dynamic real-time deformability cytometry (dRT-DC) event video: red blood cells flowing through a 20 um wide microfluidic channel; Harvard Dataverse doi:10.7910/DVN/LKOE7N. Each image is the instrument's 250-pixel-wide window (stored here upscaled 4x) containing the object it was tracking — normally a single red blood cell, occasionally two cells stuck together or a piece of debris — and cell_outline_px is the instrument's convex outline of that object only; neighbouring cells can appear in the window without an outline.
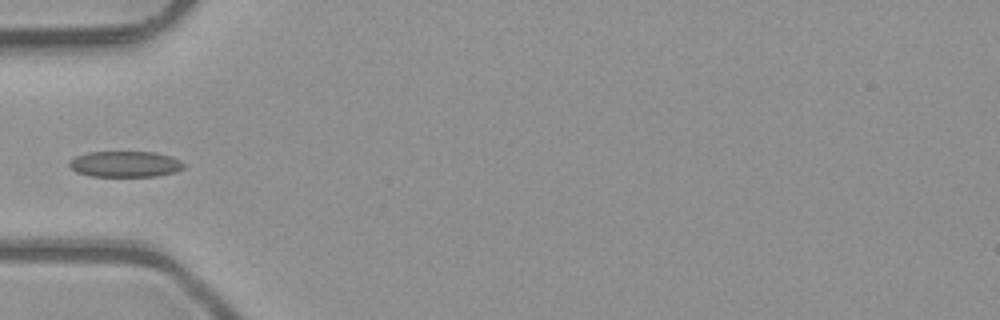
{"species": "common noctule bat (a hibernating species)", "species_latin": "Nyctalus noctula", "temperature_condition": "room temperature", "stored_images_in_passage": 6, "camera_frame_rate_fps": 3000, "um_per_image_px": 0.085, "animal": {"sex": "male", "body_mass_g": 23.1, "forearm_length_mm": 52.7}, "frame": {"image": 1, "passage_image": 5, "time_ms": 1.333, "image_size_px": [1000, 320], "cell_outline_px": [[184, 168], [176, 172], [156, 176], [92, 176], [76, 172], [68, 164], [76, 156], [88, 152], [156, 152], [172, 156], [180, 160], [184, 164]], "centroid_in_image_um": [10.68, 13.94], "position_along_channel_um": 74.3, "area_um2": 17.28}}
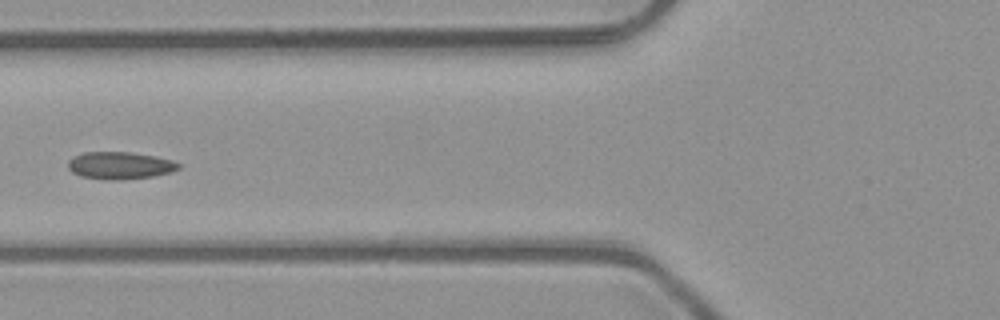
{"frame": {"image": 2, "passage_image": 6, "time_ms": 1.667, "image_size_px": [1000, 320], "cell_outline_px": [[180, 168], [172, 172], [152, 176], [124, 180], [108, 180], [80, 176], [72, 172], [68, 168], [68, 160], [72, 156], [84, 152], [128, 152], [152, 156], [172, 160], [180, 164]], "centroid_in_image_um": [10.16, 14.07], "position_along_channel_um": 115.6, "area_um2": 17.63}}